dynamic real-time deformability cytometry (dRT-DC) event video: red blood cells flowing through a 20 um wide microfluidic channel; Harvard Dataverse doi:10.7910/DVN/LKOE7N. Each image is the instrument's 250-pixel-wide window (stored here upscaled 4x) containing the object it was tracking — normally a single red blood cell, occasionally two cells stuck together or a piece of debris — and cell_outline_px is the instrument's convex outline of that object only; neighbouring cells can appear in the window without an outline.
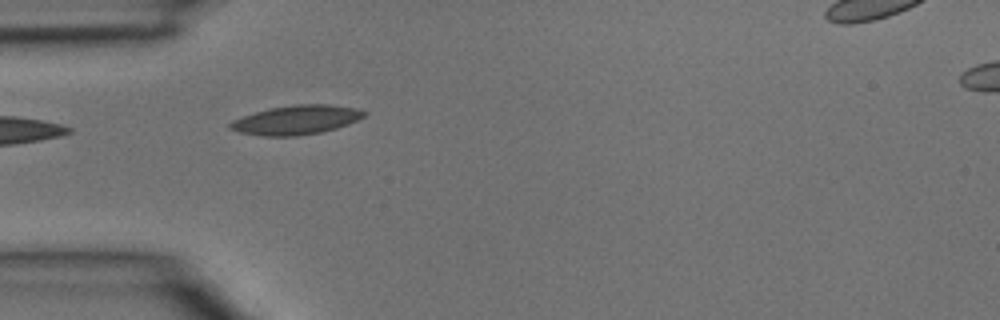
{"species": "common noctule bat (a hibernating species)", "species_latin": "Nyctalus noctula", "temperature_condition": "room temperature", "stored_images_in_passage": 4, "camera_frame_rate_fps": 3000, "um_per_image_px": 0.085, "animal": {"sex": "male", "body_mass_g": 15.6}, "frame": {"image": 1, "passage_image": 4, "time_ms": 1.0, "image_size_px": [1000, 320], "cell_outline_px": [[368, 112], [364, 116], [348, 124], [336, 128], [320, 132], [296, 136], [264, 136], [240, 132], [228, 128], [228, 124], [232, 120], [256, 112], [272, 108], [296, 104], [328, 104], [356, 108]], "centroid_in_image_um": [25.19, 10.19], "position_along_channel_um": 59.8, "area_um2": 22.54}}